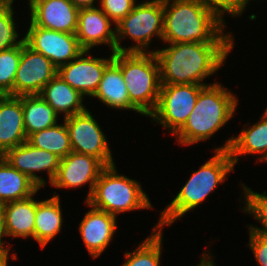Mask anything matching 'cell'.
I'll list each match as a JSON object with an SVG mask.
<instances>
[{
    "mask_svg": "<svg viewBox=\"0 0 267 266\" xmlns=\"http://www.w3.org/2000/svg\"><path fill=\"white\" fill-rule=\"evenodd\" d=\"M234 43L184 42L154 51L161 84H199L222 68Z\"/></svg>",
    "mask_w": 267,
    "mask_h": 266,
    "instance_id": "cell-1",
    "label": "cell"
},
{
    "mask_svg": "<svg viewBox=\"0 0 267 266\" xmlns=\"http://www.w3.org/2000/svg\"><path fill=\"white\" fill-rule=\"evenodd\" d=\"M163 9L162 42L166 44L234 43V36L224 31L225 20L197 0H163Z\"/></svg>",
    "mask_w": 267,
    "mask_h": 266,
    "instance_id": "cell-2",
    "label": "cell"
},
{
    "mask_svg": "<svg viewBox=\"0 0 267 266\" xmlns=\"http://www.w3.org/2000/svg\"><path fill=\"white\" fill-rule=\"evenodd\" d=\"M238 98L219 82L205 86L185 124L174 134L178 144L194 145L209 140L234 115ZM214 134V135H213Z\"/></svg>",
    "mask_w": 267,
    "mask_h": 266,
    "instance_id": "cell-3",
    "label": "cell"
},
{
    "mask_svg": "<svg viewBox=\"0 0 267 266\" xmlns=\"http://www.w3.org/2000/svg\"><path fill=\"white\" fill-rule=\"evenodd\" d=\"M234 167L228 150H215L214 156L191 174L172 202L160 213V229L171 226L174 221L202 204L217 185L226 180V175L233 172Z\"/></svg>",
    "mask_w": 267,
    "mask_h": 266,
    "instance_id": "cell-4",
    "label": "cell"
},
{
    "mask_svg": "<svg viewBox=\"0 0 267 266\" xmlns=\"http://www.w3.org/2000/svg\"><path fill=\"white\" fill-rule=\"evenodd\" d=\"M113 61L121 69L130 103L149 117L156 109L161 87L160 66L154 51L114 52Z\"/></svg>",
    "mask_w": 267,
    "mask_h": 266,
    "instance_id": "cell-5",
    "label": "cell"
},
{
    "mask_svg": "<svg viewBox=\"0 0 267 266\" xmlns=\"http://www.w3.org/2000/svg\"><path fill=\"white\" fill-rule=\"evenodd\" d=\"M90 206L116 217L120 213L138 209H152V204L140 182L121 175L115 164L106 166L95 183Z\"/></svg>",
    "mask_w": 267,
    "mask_h": 266,
    "instance_id": "cell-6",
    "label": "cell"
},
{
    "mask_svg": "<svg viewBox=\"0 0 267 266\" xmlns=\"http://www.w3.org/2000/svg\"><path fill=\"white\" fill-rule=\"evenodd\" d=\"M164 9L163 0L137 3L133 10L116 25V52H149L152 37L162 40ZM133 40L134 45H121L123 38Z\"/></svg>",
    "mask_w": 267,
    "mask_h": 266,
    "instance_id": "cell-7",
    "label": "cell"
},
{
    "mask_svg": "<svg viewBox=\"0 0 267 266\" xmlns=\"http://www.w3.org/2000/svg\"><path fill=\"white\" fill-rule=\"evenodd\" d=\"M204 87L199 84H161L156 109L149 116L151 122L156 121L175 134L187 121Z\"/></svg>",
    "mask_w": 267,
    "mask_h": 266,
    "instance_id": "cell-8",
    "label": "cell"
},
{
    "mask_svg": "<svg viewBox=\"0 0 267 266\" xmlns=\"http://www.w3.org/2000/svg\"><path fill=\"white\" fill-rule=\"evenodd\" d=\"M64 121L69 132L72 151L94 156L105 166L115 164L105 133L88 109L64 118Z\"/></svg>",
    "mask_w": 267,
    "mask_h": 266,
    "instance_id": "cell-9",
    "label": "cell"
},
{
    "mask_svg": "<svg viewBox=\"0 0 267 266\" xmlns=\"http://www.w3.org/2000/svg\"><path fill=\"white\" fill-rule=\"evenodd\" d=\"M24 41L57 68L77 58L84 51L75 34L45 29L35 26L31 21Z\"/></svg>",
    "mask_w": 267,
    "mask_h": 266,
    "instance_id": "cell-10",
    "label": "cell"
},
{
    "mask_svg": "<svg viewBox=\"0 0 267 266\" xmlns=\"http://www.w3.org/2000/svg\"><path fill=\"white\" fill-rule=\"evenodd\" d=\"M58 68L43 54L34 51L25 41L21 44V58L14 80L12 96L39 95L52 80Z\"/></svg>",
    "mask_w": 267,
    "mask_h": 266,
    "instance_id": "cell-11",
    "label": "cell"
},
{
    "mask_svg": "<svg viewBox=\"0 0 267 266\" xmlns=\"http://www.w3.org/2000/svg\"><path fill=\"white\" fill-rule=\"evenodd\" d=\"M2 157L14 168L27 175L40 188L46 185V180L36 175V172L46 171L49 183L55 179L60 158L55 154L34 147L28 141L7 150Z\"/></svg>",
    "mask_w": 267,
    "mask_h": 266,
    "instance_id": "cell-12",
    "label": "cell"
},
{
    "mask_svg": "<svg viewBox=\"0 0 267 266\" xmlns=\"http://www.w3.org/2000/svg\"><path fill=\"white\" fill-rule=\"evenodd\" d=\"M89 54V50H84L77 58L59 67L57 74L81 95L92 97L105 68L113 61V53L110 58H96Z\"/></svg>",
    "mask_w": 267,
    "mask_h": 266,
    "instance_id": "cell-13",
    "label": "cell"
},
{
    "mask_svg": "<svg viewBox=\"0 0 267 266\" xmlns=\"http://www.w3.org/2000/svg\"><path fill=\"white\" fill-rule=\"evenodd\" d=\"M106 166L96 157L78 152H70L60 159L57 175L51 185L55 188H79L89 183L85 202L91 197L101 171Z\"/></svg>",
    "mask_w": 267,
    "mask_h": 266,
    "instance_id": "cell-14",
    "label": "cell"
},
{
    "mask_svg": "<svg viewBox=\"0 0 267 266\" xmlns=\"http://www.w3.org/2000/svg\"><path fill=\"white\" fill-rule=\"evenodd\" d=\"M30 21L49 30L75 34L79 9L70 0H28Z\"/></svg>",
    "mask_w": 267,
    "mask_h": 266,
    "instance_id": "cell-15",
    "label": "cell"
},
{
    "mask_svg": "<svg viewBox=\"0 0 267 266\" xmlns=\"http://www.w3.org/2000/svg\"><path fill=\"white\" fill-rule=\"evenodd\" d=\"M113 22L99 8H82L78 11L76 37L80 46L85 50L98 45L110 46L111 52H116V29Z\"/></svg>",
    "mask_w": 267,
    "mask_h": 266,
    "instance_id": "cell-16",
    "label": "cell"
},
{
    "mask_svg": "<svg viewBox=\"0 0 267 266\" xmlns=\"http://www.w3.org/2000/svg\"><path fill=\"white\" fill-rule=\"evenodd\" d=\"M91 209L85 214L79 224V232L92 258H97L110 244L116 226V216L90 206Z\"/></svg>",
    "mask_w": 267,
    "mask_h": 266,
    "instance_id": "cell-17",
    "label": "cell"
},
{
    "mask_svg": "<svg viewBox=\"0 0 267 266\" xmlns=\"http://www.w3.org/2000/svg\"><path fill=\"white\" fill-rule=\"evenodd\" d=\"M237 137H231L225 141L223 146L215 150H228L234 166L243 155H260L259 162H267V113L264 111L260 120L253 123L250 128H244Z\"/></svg>",
    "mask_w": 267,
    "mask_h": 266,
    "instance_id": "cell-18",
    "label": "cell"
},
{
    "mask_svg": "<svg viewBox=\"0 0 267 266\" xmlns=\"http://www.w3.org/2000/svg\"><path fill=\"white\" fill-rule=\"evenodd\" d=\"M27 139L21 100L18 96L6 95L0 101V156Z\"/></svg>",
    "mask_w": 267,
    "mask_h": 266,
    "instance_id": "cell-19",
    "label": "cell"
},
{
    "mask_svg": "<svg viewBox=\"0 0 267 266\" xmlns=\"http://www.w3.org/2000/svg\"><path fill=\"white\" fill-rule=\"evenodd\" d=\"M33 196L0 206L4 215L7 236L14 239L16 237L35 239V216L38 201Z\"/></svg>",
    "mask_w": 267,
    "mask_h": 266,
    "instance_id": "cell-20",
    "label": "cell"
},
{
    "mask_svg": "<svg viewBox=\"0 0 267 266\" xmlns=\"http://www.w3.org/2000/svg\"><path fill=\"white\" fill-rule=\"evenodd\" d=\"M92 97H96L109 108L132 110L142 115L130 103L121 69L114 61L105 68L98 88Z\"/></svg>",
    "mask_w": 267,
    "mask_h": 266,
    "instance_id": "cell-21",
    "label": "cell"
},
{
    "mask_svg": "<svg viewBox=\"0 0 267 266\" xmlns=\"http://www.w3.org/2000/svg\"><path fill=\"white\" fill-rule=\"evenodd\" d=\"M39 95L58 115L59 113L63 114V118L84 112L87 109L82 103L85 97L58 74L43 87Z\"/></svg>",
    "mask_w": 267,
    "mask_h": 266,
    "instance_id": "cell-22",
    "label": "cell"
},
{
    "mask_svg": "<svg viewBox=\"0 0 267 266\" xmlns=\"http://www.w3.org/2000/svg\"><path fill=\"white\" fill-rule=\"evenodd\" d=\"M41 189L27 175L12 167L0 156V206L26 199Z\"/></svg>",
    "mask_w": 267,
    "mask_h": 266,
    "instance_id": "cell-23",
    "label": "cell"
},
{
    "mask_svg": "<svg viewBox=\"0 0 267 266\" xmlns=\"http://www.w3.org/2000/svg\"><path fill=\"white\" fill-rule=\"evenodd\" d=\"M53 197L37 202L35 216V240L41 249L53 240L60 233L63 222V215L60 204V197L53 193Z\"/></svg>",
    "mask_w": 267,
    "mask_h": 266,
    "instance_id": "cell-24",
    "label": "cell"
},
{
    "mask_svg": "<svg viewBox=\"0 0 267 266\" xmlns=\"http://www.w3.org/2000/svg\"><path fill=\"white\" fill-rule=\"evenodd\" d=\"M21 100L27 138L57 124L58 114L40 95L18 96Z\"/></svg>",
    "mask_w": 267,
    "mask_h": 266,
    "instance_id": "cell-25",
    "label": "cell"
},
{
    "mask_svg": "<svg viewBox=\"0 0 267 266\" xmlns=\"http://www.w3.org/2000/svg\"><path fill=\"white\" fill-rule=\"evenodd\" d=\"M27 141L36 148L47 150L60 159L72 152L69 132L65 121L31 134Z\"/></svg>",
    "mask_w": 267,
    "mask_h": 266,
    "instance_id": "cell-26",
    "label": "cell"
},
{
    "mask_svg": "<svg viewBox=\"0 0 267 266\" xmlns=\"http://www.w3.org/2000/svg\"><path fill=\"white\" fill-rule=\"evenodd\" d=\"M163 233L159 223L153 227L151 235L142 241L133 252H126V261L121 266H160Z\"/></svg>",
    "mask_w": 267,
    "mask_h": 266,
    "instance_id": "cell-27",
    "label": "cell"
},
{
    "mask_svg": "<svg viewBox=\"0 0 267 266\" xmlns=\"http://www.w3.org/2000/svg\"><path fill=\"white\" fill-rule=\"evenodd\" d=\"M241 186L242 189H244L243 202L245 203L243 212L253 215V218H255L263 226V228H259L256 225H249L248 229L258 235L267 237V191L260 194L254 192L251 188H248L244 183H242Z\"/></svg>",
    "mask_w": 267,
    "mask_h": 266,
    "instance_id": "cell-28",
    "label": "cell"
},
{
    "mask_svg": "<svg viewBox=\"0 0 267 266\" xmlns=\"http://www.w3.org/2000/svg\"><path fill=\"white\" fill-rule=\"evenodd\" d=\"M21 58V45L0 51V90L12 96V89Z\"/></svg>",
    "mask_w": 267,
    "mask_h": 266,
    "instance_id": "cell-29",
    "label": "cell"
},
{
    "mask_svg": "<svg viewBox=\"0 0 267 266\" xmlns=\"http://www.w3.org/2000/svg\"><path fill=\"white\" fill-rule=\"evenodd\" d=\"M12 5L0 6V51H4L24 42V37L20 40L17 33Z\"/></svg>",
    "mask_w": 267,
    "mask_h": 266,
    "instance_id": "cell-30",
    "label": "cell"
},
{
    "mask_svg": "<svg viewBox=\"0 0 267 266\" xmlns=\"http://www.w3.org/2000/svg\"><path fill=\"white\" fill-rule=\"evenodd\" d=\"M100 9L116 25L125 18L136 5V0H99Z\"/></svg>",
    "mask_w": 267,
    "mask_h": 266,
    "instance_id": "cell-31",
    "label": "cell"
},
{
    "mask_svg": "<svg viewBox=\"0 0 267 266\" xmlns=\"http://www.w3.org/2000/svg\"><path fill=\"white\" fill-rule=\"evenodd\" d=\"M206 8L212 10L221 20L224 13L233 17L239 16V0H197Z\"/></svg>",
    "mask_w": 267,
    "mask_h": 266,
    "instance_id": "cell-32",
    "label": "cell"
},
{
    "mask_svg": "<svg viewBox=\"0 0 267 266\" xmlns=\"http://www.w3.org/2000/svg\"><path fill=\"white\" fill-rule=\"evenodd\" d=\"M249 248L260 266H267V237L256 234L249 229Z\"/></svg>",
    "mask_w": 267,
    "mask_h": 266,
    "instance_id": "cell-33",
    "label": "cell"
},
{
    "mask_svg": "<svg viewBox=\"0 0 267 266\" xmlns=\"http://www.w3.org/2000/svg\"><path fill=\"white\" fill-rule=\"evenodd\" d=\"M3 237H7V234L5 231L4 215L0 207V252H9L11 247L9 244H7V247H4L6 242H3Z\"/></svg>",
    "mask_w": 267,
    "mask_h": 266,
    "instance_id": "cell-34",
    "label": "cell"
},
{
    "mask_svg": "<svg viewBox=\"0 0 267 266\" xmlns=\"http://www.w3.org/2000/svg\"><path fill=\"white\" fill-rule=\"evenodd\" d=\"M78 9L93 8L97 0H70Z\"/></svg>",
    "mask_w": 267,
    "mask_h": 266,
    "instance_id": "cell-35",
    "label": "cell"
},
{
    "mask_svg": "<svg viewBox=\"0 0 267 266\" xmlns=\"http://www.w3.org/2000/svg\"><path fill=\"white\" fill-rule=\"evenodd\" d=\"M207 252V254H206ZM211 254H209L208 251H205V253H202V266H216L214 265V260L211 258Z\"/></svg>",
    "mask_w": 267,
    "mask_h": 266,
    "instance_id": "cell-36",
    "label": "cell"
},
{
    "mask_svg": "<svg viewBox=\"0 0 267 266\" xmlns=\"http://www.w3.org/2000/svg\"><path fill=\"white\" fill-rule=\"evenodd\" d=\"M9 252H0V266H8Z\"/></svg>",
    "mask_w": 267,
    "mask_h": 266,
    "instance_id": "cell-37",
    "label": "cell"
},
{
    "mask_svg": "<svg viewBox=\"0 0 267 266\" xmlns=\"http://www.w3.org/2000/svg\"><path fill=\"white\" fill-rule=\"evenodd\" d=\"M249 2H251V0H239V17L243 13V11L246 9Z\"/></svg>",
    "mask_w": 267,
    "mask_h": 266,
    "instance_id": "cell-38",
    "label": "cell"
},
{
    "mask_svg": "<svg viewBox=\"0 0 267 266\" xmlns=\"http://www.w3.org/2000/svg\"><path fill=\"white\" fill-rule=\"evenodd\" d=\"M13 3H14V0H0V6L12 5Z\"/></svg>",
    "mask_w": 267,
    "mask_h": 266,
    "instance_id": "cell-39",
    "label": "cell"
},
{
    "mask_svg": "<svg viewBox=\"0 0 267 266\" xmlns=\"http://www.w3.org/2000/svg\"><path fill=\"white\" fill-rule=\"evenodd\" d=\"M6 96V94L0 90V101Z\"/></svg>",
    "mask_w": 267,
    "mask_h": 266,
    "instance_id": "cell-40",
    "label": "cell"
},
{
    "mask_svg": "<svg viewBox=\"0 0 267 266\" xmlns=\"http://www.w3.org/2000/svg\"><path fill=\"white\" fill-rule=\"evenodd\" d=\"M197 266H202V259H201L200 263L197 264Z\"/></svg>",
    "mask_w": 267,
    "mask_h": 266,
    "instance_id": "cell-41",
    "label": "cell"
}]
</instances>
